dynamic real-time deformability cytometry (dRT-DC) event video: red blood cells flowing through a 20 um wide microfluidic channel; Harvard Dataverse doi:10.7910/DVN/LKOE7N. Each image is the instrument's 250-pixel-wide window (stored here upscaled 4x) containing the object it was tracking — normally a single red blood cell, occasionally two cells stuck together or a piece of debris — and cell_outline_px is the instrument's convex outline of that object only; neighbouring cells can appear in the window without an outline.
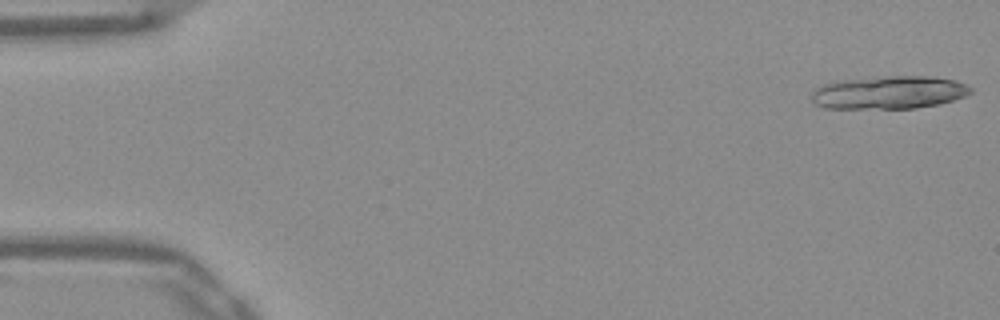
{"species": "Egyptian fruit bat (a non-hibernating species)", "species_latin": "Rousettus aegyptiacus", "temperature_condition": "warm", "stored_images_in_passage": 17, "camera_frame_rate_fps": 3000, "um_per_image_px": 0.085, "frame": {"image": 1, "passage_image": 1, "time_ms": 0.0, "image_size_px": [1000, 320], "cell_outline_px": [[972, 92], [964, 96], [940, 104], [916, 108], [824, 108], [816, 104], [812, 100], [812, 92], [816, 88], [824, 84], [836, 80], [888, 76], [928, 76], [956, 80], [968, 84], [972, 88]], "centroid_in_image_um": [75.58, 7.85], "position_along_channel_um": 9.4, "area_um2": 30.69}}